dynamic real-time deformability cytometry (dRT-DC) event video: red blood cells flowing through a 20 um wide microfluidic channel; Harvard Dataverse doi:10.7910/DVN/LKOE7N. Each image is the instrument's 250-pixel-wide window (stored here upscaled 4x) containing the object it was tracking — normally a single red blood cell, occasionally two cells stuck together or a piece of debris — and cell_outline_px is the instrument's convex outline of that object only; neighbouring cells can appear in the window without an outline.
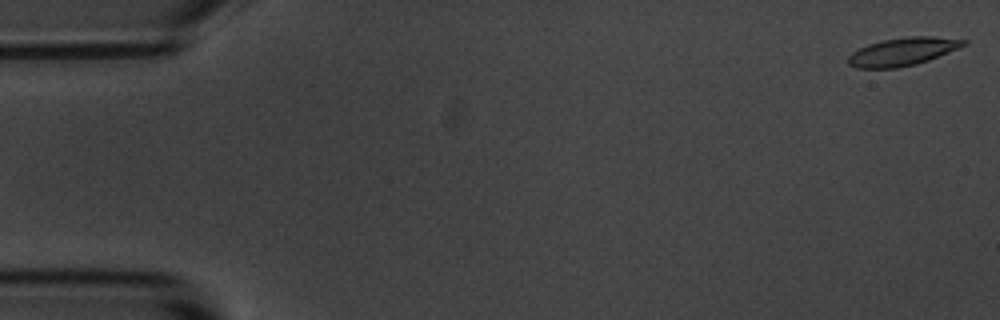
{"species": "common noctule bat (a hibernating species)", "species_latin": "Nyctalus noctula", "temperature_condition": "room temperature", "stored_images_in_passage": 4, "camera_frame_rate_fps": 3000, "um_per_image_px": 0.085, "animal": {"sex": "male", "body_mass_g": 20.1, "forearm_length_mm": 53.5}, "frame": {"image": 1, "passage_image": 1, "time_ms": 0.0, "image_size_px": [1000, 320], "cell_outline_px": [[968, 44], [928, 60], [916, 64], [896, 68], [856, 68], [848, 64], [848, 56], [852, 52], [868, 44], [884, 40], [908, 36], [932, 36], [968, 40]], "centroid_in_image_um": [76.72, 4.39], "position_along_channel_um": 8.3, "area_um2": 18.73}}
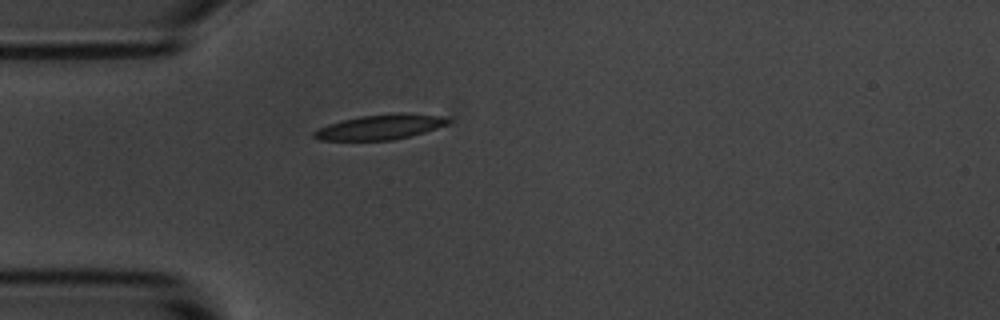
{"frame": {"image": 2, "passage_image": 4, "time_ms": 4.667, "image_size_px": [1000, 320], "cell_outline_px": [[452, 120], [448, 124], [424, 132], [392, 140], [320, 140], [312, 136], [312, 132], [328, 124], [360, 116], [400, 112], [404, 112], [440, 116]], "centroid_in_image_um": [32.32, 10.79], "position_along_channel_um": 52.7, "area_um2": 19.36}}